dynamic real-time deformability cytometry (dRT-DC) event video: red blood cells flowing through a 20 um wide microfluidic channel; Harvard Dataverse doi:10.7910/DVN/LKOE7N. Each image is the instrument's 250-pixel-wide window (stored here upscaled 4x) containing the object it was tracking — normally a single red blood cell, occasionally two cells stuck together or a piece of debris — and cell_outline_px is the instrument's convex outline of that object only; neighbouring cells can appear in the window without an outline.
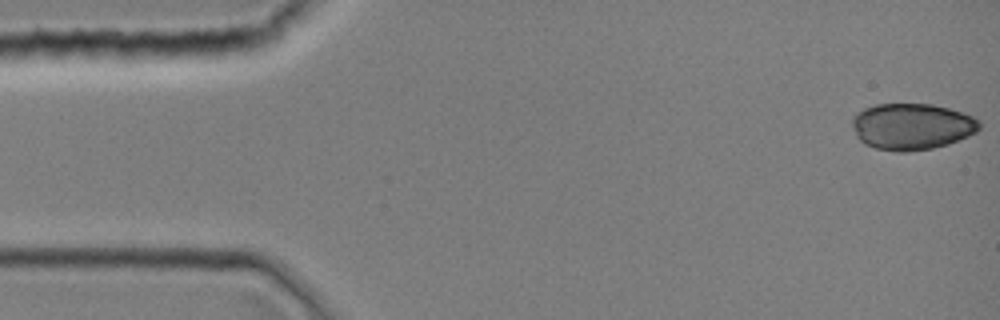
{"species": "common noctule bat (a hibernating species)", "species_latin": "Nyctalus noctula", "temperature_condition": "room temperature", "stored_images_in_passage": 39, "camera_frame_rate_fps": 3000, "um_per_image_px": 0.085, "animal": {"sex": "female", "body_mass_g": 19.0, "forearm_length_mm": 51.5}, "frame": {"image": 1, "passage_image": 1, "time_ms": 0.0, "image_size_px": [1000, 320], "cell_outline_px": [[980, 128], [976, 132], [968, 136], [948, 144], [932, 148], [908, 152], [896, 152], [876, 148], [864, 144], [856, 136], [852, 124], [852, 116], [856, 112], [864, 108], [876, 104], [932, 104], [948, 108], [972, 116], [980, 120]], "centroid_in_image_um": [77.48, 10.75], "position_along_channel_um": 7.5, "area_um2": 34.56}}
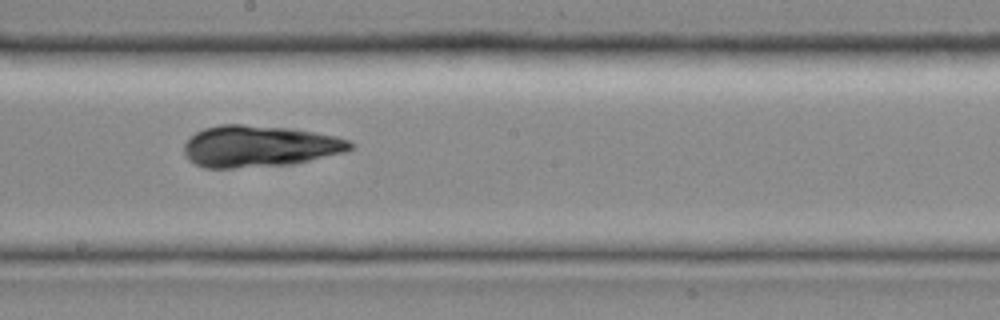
{"frame": {"image": 2, "passage_image": 22, "time_ms": 7.0, "image_size_px": [1000, 320], "cell_outline_px": [[356, 144], [352, 148], [344, 152], [292, 164], [232, 168], [204, 168], [192, 164], [184, 156], [184, 144], [196, 132], [204, 128], [220, 124], [240, 124], [292, 128], [336, 136], [352, 140]], "centroid_in_image_um": [22.03, 12.43], "position_along_channel_um": 226.2, "area_um2": 40.52}}
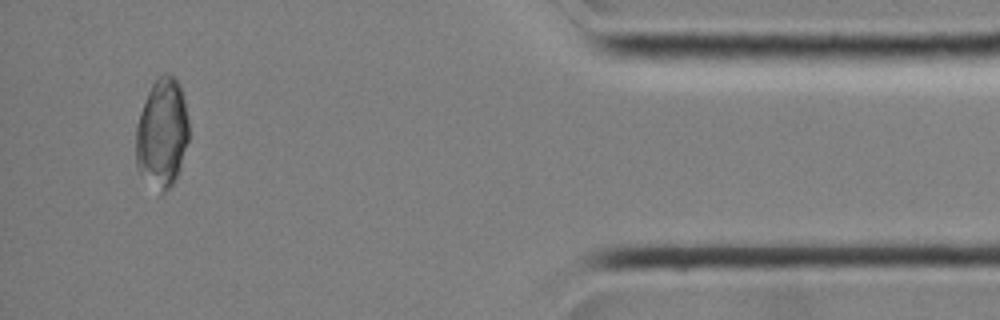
{"frame": {"image": 3, "passage_image": 37, "time_ms": 12.0, "image_size_px": [1000, 320], "cell_outline_px": [[188, 140], [176, 180], [164, 192], [160, 192], [140, 176], [136, 164], [136, 124], [140, 112], [148, 92], [152, 84], [164, 72], [168, 72], [180, 84], [184, 96], [188, 120]], "centroid_in_image_um": [13.77, 11.32], "position_along_channel_um": 421.4, "area_um2": 33.87}}